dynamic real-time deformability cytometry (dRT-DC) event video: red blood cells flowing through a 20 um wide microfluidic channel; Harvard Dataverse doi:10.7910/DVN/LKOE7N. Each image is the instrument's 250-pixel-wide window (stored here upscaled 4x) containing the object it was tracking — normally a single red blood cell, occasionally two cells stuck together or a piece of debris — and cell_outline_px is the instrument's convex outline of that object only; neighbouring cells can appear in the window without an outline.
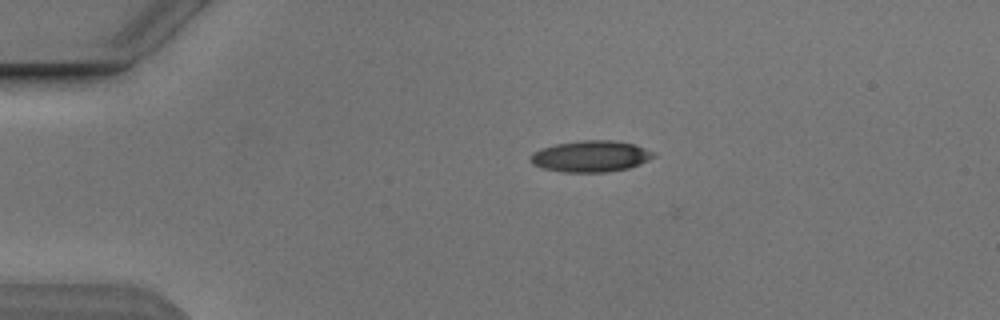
{"species": "Egyptian fruit bat (a non-hibernating species)", "species_latin": "Rousettus aegyptiacus", "temperature_condition": "cold", "stored_images_in_passage": 2, "camera_frame_rate_fps": 3000, "um_per_image_px": 0.085, "animal": {"sex": "male"}, "frame": {"image": 1, "passage_image": 1, "time_ms": 0.0, "image_size_px": [1000, 320], "cell_outline_px": [[656, 156], [640, 164], [628, 168], [604, 172], [560, 172], [544, 168], [532, 164], [532, 152], [540, 148], [556, 144], [580, 140], [612, 140], [636, 144], [656, 152]], "centroid_in_image_um": [50.25, 13.27], "position_along_channel_um": 34.8, "area_um2": 22.54}}